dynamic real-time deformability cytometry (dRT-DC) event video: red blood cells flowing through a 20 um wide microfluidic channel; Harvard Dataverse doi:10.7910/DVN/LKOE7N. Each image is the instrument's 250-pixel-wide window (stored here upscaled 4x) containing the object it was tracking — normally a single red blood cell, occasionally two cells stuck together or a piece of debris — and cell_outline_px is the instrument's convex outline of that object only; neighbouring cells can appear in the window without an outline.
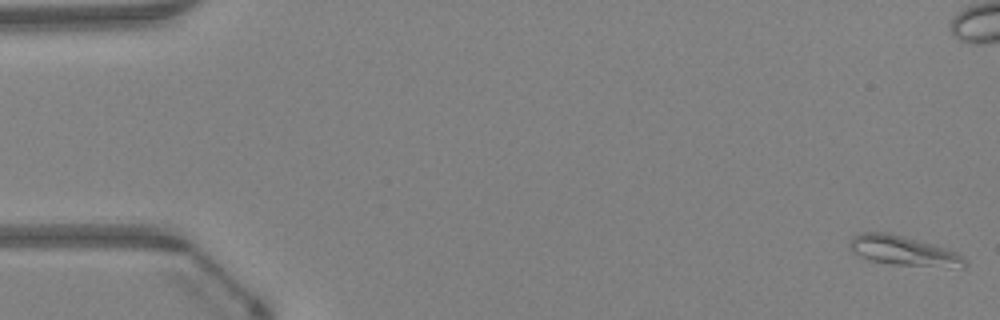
{"species": "Egyptian fruit bat (a non-hibernating species)", "species_latin": "Rousettus aegyptiacus", "temperature_condition": "warm", "stored_images_in_passage": 49, "camera_frame_rate_fps": 3000, "um_per_image_px": 0.085, "animal": {"sex": "female"}, "frame": {"image": 1, "passage_image": 1, "time_ms": 0.0, "image_size_px": [1000, 320], "cell_outline_px": [[968, 268], [948, 268], [892, 264], [872, 260], [860, 256], [852, 252], [848, 244], [852, 236], [860, 232], [888, 232], [904, 236], [948, 248], [960, 252], [964, 256], [968, 264]], "centroid_in_image_um": [76.89, 21.33], "position_along_channel_um": 8.1, "area_um2": 20.52}}
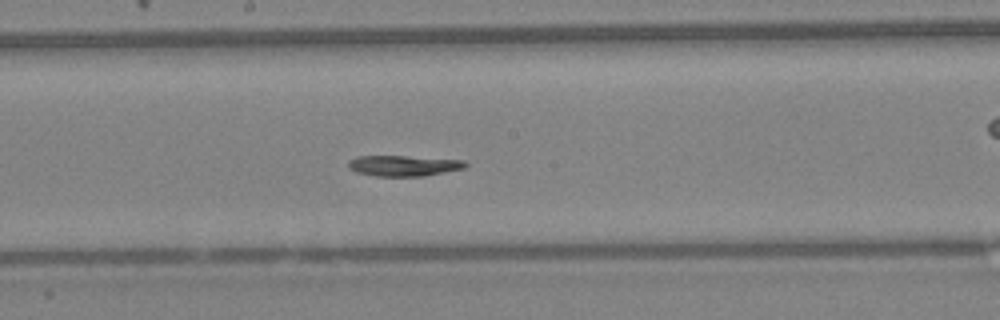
{"frame": {"image": 2, "passage_image": 26, "time_ms": 8.333, "image_size_px": [1000, 320], "cell_outline_px": [[468, 164], [464, 168], [424, 176], [376, 176], [356, 172], [348, 168], [348, 160], [356, 156], [404, 156], [464, 160]], "centroid_in_image_um": [34.27, 14.08], "position_along_channel_um": 213.9, "area_um2": 14.1}}
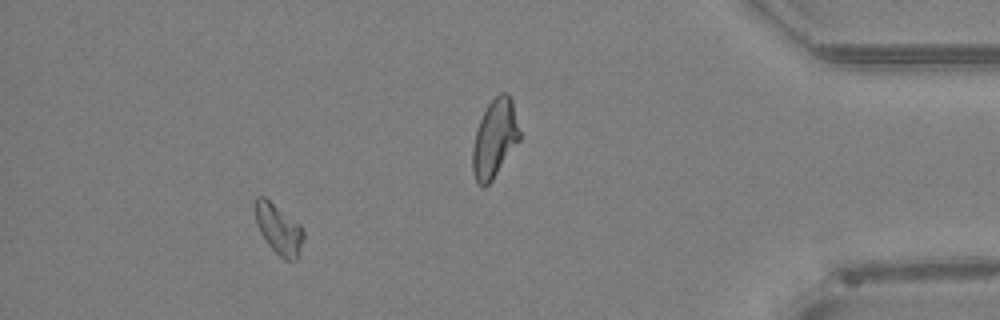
{"frame": {"image": 3, "passage_image": 44, "time_ms": 14.333, "image_size_px": [1000, 320], "cell_outline_px": [[304, 236], [300, 256], [296, 260], [284, 260], [268, 244], [260, 232], [256, 224], [252, 204], [256, 196], [264, 196], [300, 224], [304, 232]], "centroid_in_image_um": [23.67, 19.45], "position_along_channel_um": 411.5, "area_um2": 14.45}, "authors_computed_cell_mechanics": {"area_um2": 14.739, "velocity_mm_per_s": 4.2619, "shape_relaxation_time_tau1_ms": 7.2987, "shape_relaxation_time_tau2_ms": null, "deformation_change_tau1": 0.1839, "deformation_change_tau2": null}}